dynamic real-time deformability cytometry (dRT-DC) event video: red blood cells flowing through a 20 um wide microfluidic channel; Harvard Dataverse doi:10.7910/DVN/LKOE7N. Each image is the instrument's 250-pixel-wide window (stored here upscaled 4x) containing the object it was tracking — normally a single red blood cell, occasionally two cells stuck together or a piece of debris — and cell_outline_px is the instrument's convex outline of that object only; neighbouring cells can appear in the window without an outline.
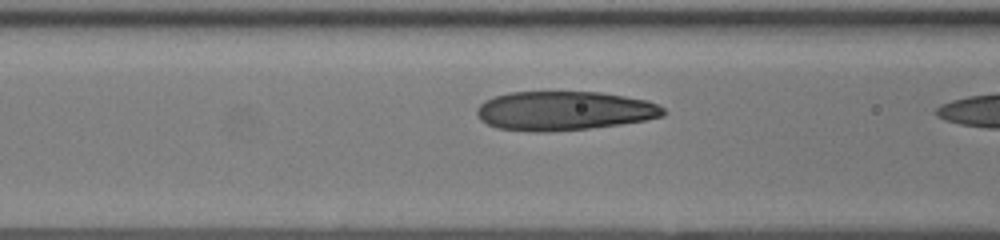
{"species": "human", "species_latin": "Homo sapiens", "temperature_condition": "room temperature", "stored_images_in_passage": 12, "camera_frame_rate_fps": 3000, "um_per_image_px": 0.085, "donor": {"sex": "female"}, "frame": {"image": 1, "passage_image": 10, "time_ms": 3.0, "image_size_px": [1000, 240], "cell_outline_px": [[668, 112], [664, 116], [644, 120], [620, 124], [588, 128], [548, 132], [536, 132], [496, 128], [480, 120], [476, 112], [476, 108], [484, 100], [508, 92], [600, 92], [648, 100], [664, 108]], "centroid_in_image_um": [47.94, 9.42], "position_along_channel_um": 118.7, "area_um2": 42.6}}